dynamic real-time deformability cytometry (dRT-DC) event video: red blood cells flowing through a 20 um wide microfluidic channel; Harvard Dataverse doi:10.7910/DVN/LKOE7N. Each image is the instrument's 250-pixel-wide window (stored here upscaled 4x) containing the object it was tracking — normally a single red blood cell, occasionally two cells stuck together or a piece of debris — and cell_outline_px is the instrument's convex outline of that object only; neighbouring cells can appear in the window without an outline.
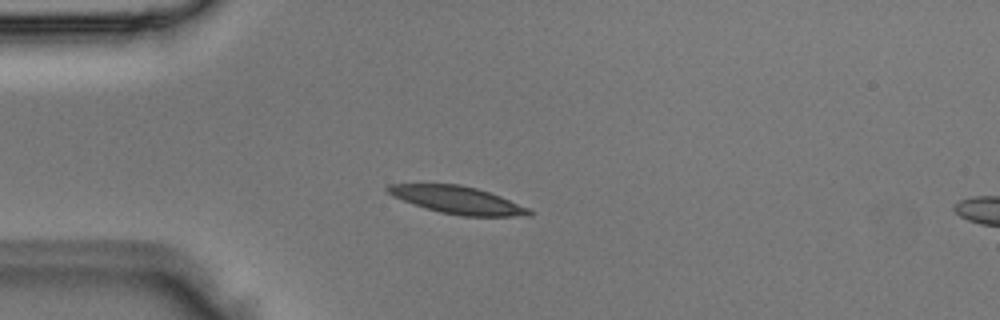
{"species": "Egyptian fruit bat (a non-hibernating species)", "species_latin": "Rousettus aegyptiacus", "temperature_condition": "room temperature", "stored_images_in_passage": 3, "segment_of_instrument_passage": [1, 2], "camera_frame_rate_fps": 3000, "um_per_image_px": 0.085, "animal": {"sex": "male"}, "frame": {"image": 1, "passage_image": 2, "time_ms": 0.333, "image_size_px": [1000, 320], "cell_outline_px": [[536, 212], [532, 216], [460, 216], [440, 212], [392, 196], [384, 188], [388, 184], [460, 184], [476, 188], [500, 196], [528, 208]], "centroid_in_image_um": [38.93, 17.0], "position_along_channel_um": 46.1, "area_um2": 22.43}}